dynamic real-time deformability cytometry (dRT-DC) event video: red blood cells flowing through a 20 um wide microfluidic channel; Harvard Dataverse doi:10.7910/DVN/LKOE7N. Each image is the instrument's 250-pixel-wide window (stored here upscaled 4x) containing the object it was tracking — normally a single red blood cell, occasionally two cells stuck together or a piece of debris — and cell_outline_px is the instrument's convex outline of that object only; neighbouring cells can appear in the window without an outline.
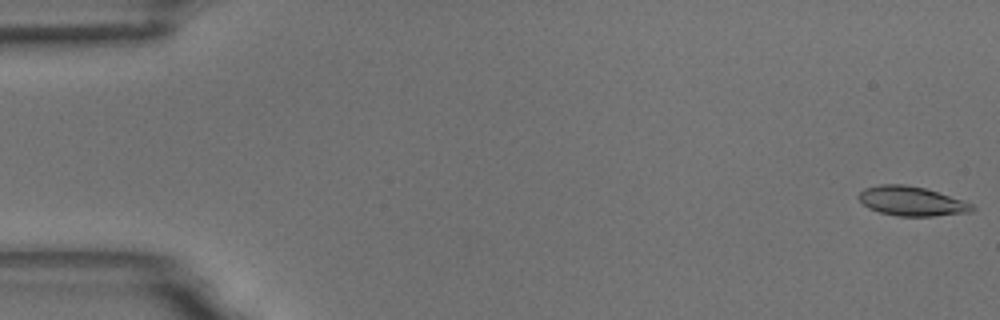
{"species": "common noctule bat (a hibernating species)", "species_latin": "Nyctalus noctula", "temperature_condition": "room temperature", "stored_images_in_passage": 59, "camera_frame_rate_fps": 3000, "um_per_image_px": 0.085, "animal": {"sex": "male", "body_mass_g": 18.8}, "frame": {"image": 1, "passage_image": 1, "time_ms": 0.0, "image_size_px": [1000, 320], "cell_outline_px": [[976, 208], [972, 212], [932, 216], [896, 216], [880, 212], [868, 208], [860, 200], [860, 192], [864, 188], [880, 184], [904, 184], [924, 188], [964, 200], [972, 204]], "centroid_in_image_um": [77.51, 17.1], "position_along_channel_um": 7.5, "area_um2": 19.36}}
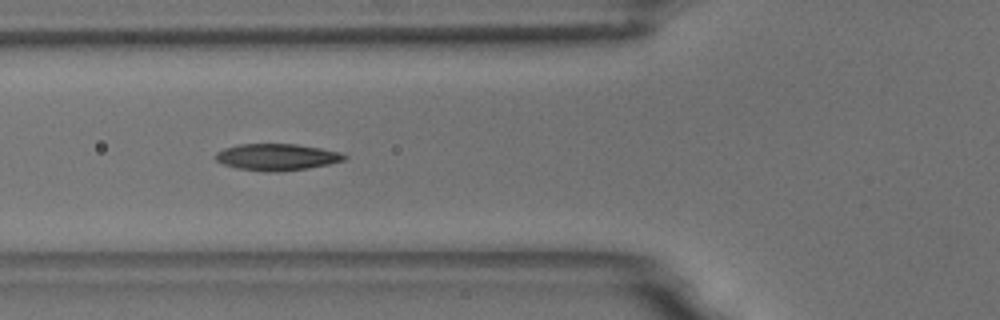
{"frame": {"image": 2, "passage_image": 22, "time_ms": 7.0, "image_size_px": [1000, 320], "cell_outline_px": [[348, 156], [344, 160], [328, 164], [308, 168], [280, 172], [264, 172], [236, 168], [224, 164], [216, 160], [216, 152], [224, 148], [240, 144], [296, 144], [320, 148], [340, 152]], "centroid_in_image_um": [23.52, 13.35], "position_along_channel_um": 102.3, "area_um2": 20.0}}
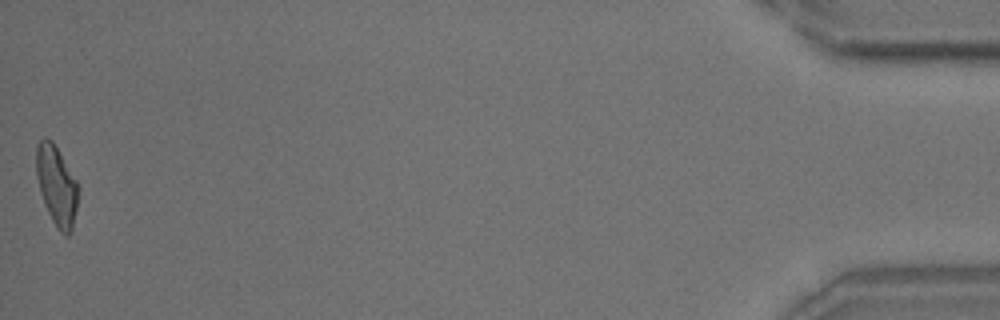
{"frame": {"image": 3, "passage_image": 59, "time_ms": 19.333, "image_size_px": [1000, 320], "cell_outline_px": [[80, 188], [72, 232], [68, 236], [64, 236], [56, 228], [44, 204], [40, 192], [36, 176], [36, 144], [44, 136], [52, 140], [76, 180]], "centroid_in_image_um": [4.81, 15.8], "position_along_channel_um": 430.4, "area_um2": 19.77}, "authors_computed_cell_mechanics": {"area_um2": 19.5942, "velocity_mm_per_s": 3.4375, "shape_relaxation_time_tau1_ms": 5.3135, "shape_relaxation_time_tau2_ms": 2.5124, "deformation_change_tau1": 0.1809, "deformation_change_tau2": 0.0952}}